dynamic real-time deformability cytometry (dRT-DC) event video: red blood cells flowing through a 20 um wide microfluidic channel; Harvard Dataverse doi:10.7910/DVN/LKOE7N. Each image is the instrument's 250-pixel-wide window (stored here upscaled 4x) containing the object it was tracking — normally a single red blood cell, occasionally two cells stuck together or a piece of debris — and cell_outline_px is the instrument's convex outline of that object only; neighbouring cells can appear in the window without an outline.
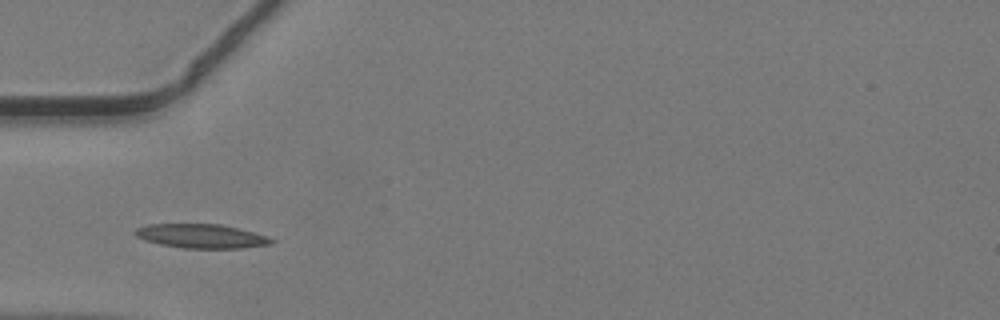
{"species": "common noctule bat (a hibernating species)", "species_latin": "Nyctalus noctula", "temperature_condition": "warm", "stored_images_in_passage": 5, "camera_frame_rate_fps": 3000, "um_per_image_px": 0.085, "animal": {"sex": "male", "body_mass_g": 19.2, "forearm_length_mm": 51.8}, "frame": {"image": 1, "passage_image": 1, "time_ms": 0.0, "image_size_px": [1000, 320], "cell_outline_px": [[276, 240], [272, 244], [244, 248], [184, 248], [160, 244], [144, 240], [136, 236], [132, 232], [136, 228], [148, 224], [220, 224], [268, 236]], "centroid_in_image_um": [17.1, 20.07], "position_along_channel_um": 67.9, "area_um2": 19.13}}
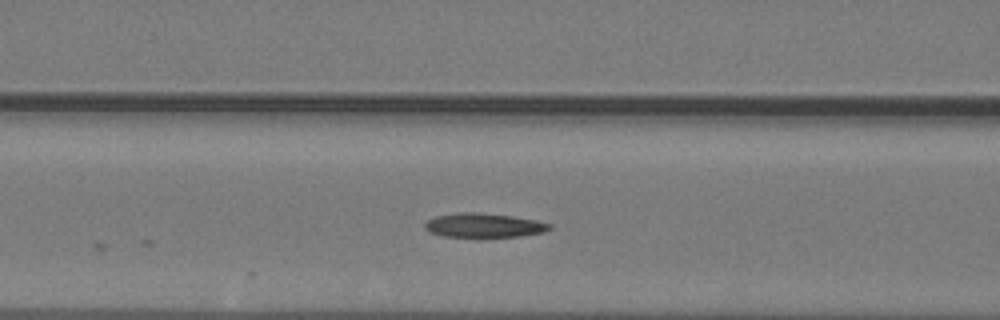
{"frame": {"image": 2, "passage_image": 5, "time_ms": 1.333, "image_size_px": [1000, 320], "cell_outline_px": [[552, 228], [544, 232], [520, 236], [444, 236], [432, 232], [424, 228], [424, 224], [428, 220], [436, 216], [460, 212], [476, 212], [512, 216], [536, 220], [552, 224]], "centroid_in_image_um": [41.16, 19.14], "position_along_channel_um": 125.4, "area_um2": 17.28}}